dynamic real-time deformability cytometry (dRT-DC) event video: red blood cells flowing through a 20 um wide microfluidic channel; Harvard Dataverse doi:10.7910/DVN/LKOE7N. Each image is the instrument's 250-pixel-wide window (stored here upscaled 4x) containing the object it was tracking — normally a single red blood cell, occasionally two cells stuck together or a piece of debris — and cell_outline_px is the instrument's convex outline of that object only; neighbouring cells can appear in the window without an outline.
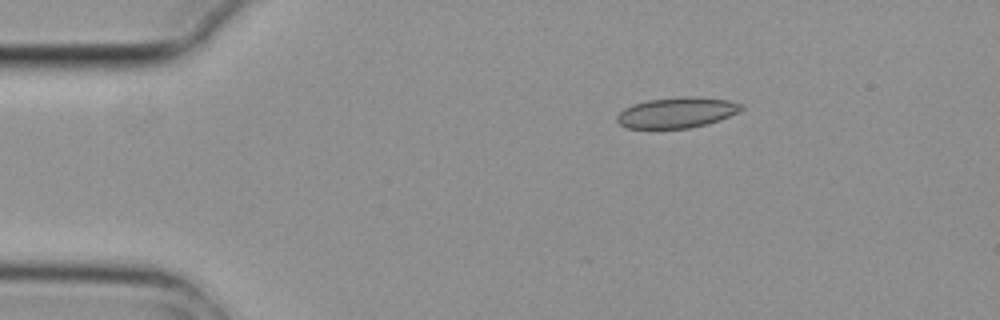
{"species": "common noctule bat (a hibernating species)", "species_latin": "Nyctalus noctula", "temperature_condition": "cold", "stored_images_in_passage": 4, "camera_frame_rate_fps": 3000, "um_per_image_px": 0.085, "animal": {"sex": "female", "body_mass_g": 29.2, "forearm_length_mm": 56.3}, "frame": {"image": 1, "passage_image": 2, "time_ms": 0.333, "image_size_px": [1000, 320], "cell_outline_px": [[744, 108], [740, 112], [720, 120], [708, 124], [688, 128], [628, 128], [620, 124], [616, 120], [616, 116], [624, 108], [632, 104], [648, 100], [680, 96], [696, 96], [728, 100], [744, 104]], "centroid_in_image_um": [57.57, 9.56], "position_along_channel_um": 27.4, "area_um2": 22.43}}
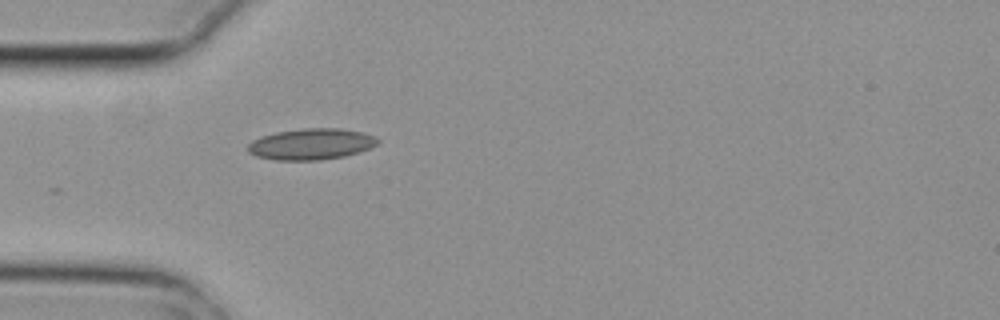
{"frame": {"image": 2, "passage_image": 4, "time_ms": 1.0, "image_size_px": [1000, 320], "cell_outline_px": [[380, 140], [372, 148], [360, 152], [344, 156], [320, 160], [276, 160], [256, 156], [248, 152], [248, 144], [252, 140], [260, 136], [276, 132], [300, 128], [340, 128], [364, 132], [376, 136]], "centroid_in_image_um": [26.47, 12.24], "position_along_channel_um": 58.5, "area_um2": 23.87}}